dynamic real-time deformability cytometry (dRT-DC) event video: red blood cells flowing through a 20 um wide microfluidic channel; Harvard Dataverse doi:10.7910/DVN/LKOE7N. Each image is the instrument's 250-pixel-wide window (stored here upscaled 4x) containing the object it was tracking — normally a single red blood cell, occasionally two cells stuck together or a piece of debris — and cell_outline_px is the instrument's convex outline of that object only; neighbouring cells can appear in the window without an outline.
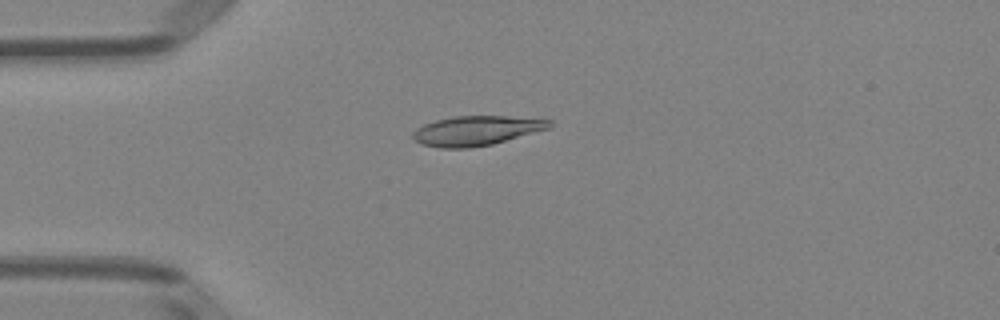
{"species": "Egyptian fruit bat (a non-hibernating species)", "species_latin": "Rousettus aegyptiacus", "temperature_condition": "room temperature", "stored_images_in_passage": 46, "camera_frame_rate_fps": 3000, "um_per_image_px": 0.085, "animal": {"sex": "female"}, "frame": {"image": 1, "passage_image": 8, "time_ms": 2.333, "image_size_px": [1000, 320], "cell_outline_px": [[552, 128], [492, 144], [468, 148], [440, 148], [420, 144], [412, 136], [412, 132], [416, 128], [424, 124], [436, 120], [456, 116], [508, 116], [552, 120]], "centroid_in_image_um": [40.5, 11.11], "position_along_channel_um": 44.5, "area_um2": 23.64}}
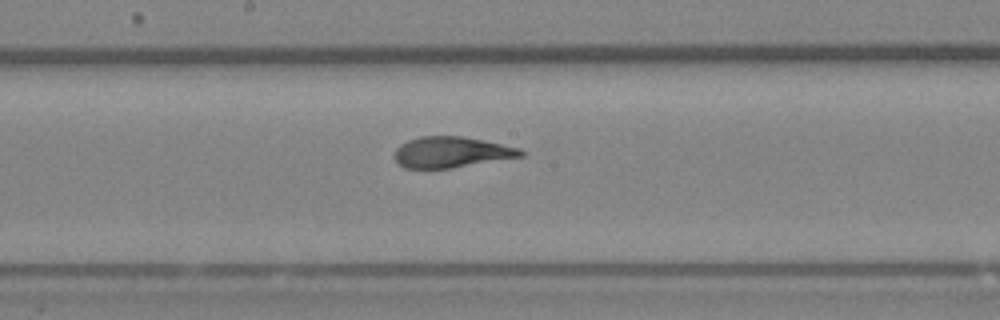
{"frame": {"image": 2, "passage_image": 22, "time_ms": 7.0, "image_size_px": [1000, 320], "cell_outline_px": [[524, 156], [452, 168], [404, 168], [392, 156], [396, 148], [400, 144], [408, 140], [420, 136], [464, 136], [484, 140], [520, 148], [524, 152]], "centroid_in_image_um": [38.36, 12.93], "position_along_channel_um": 209.8, "area_um2": 22.83}}
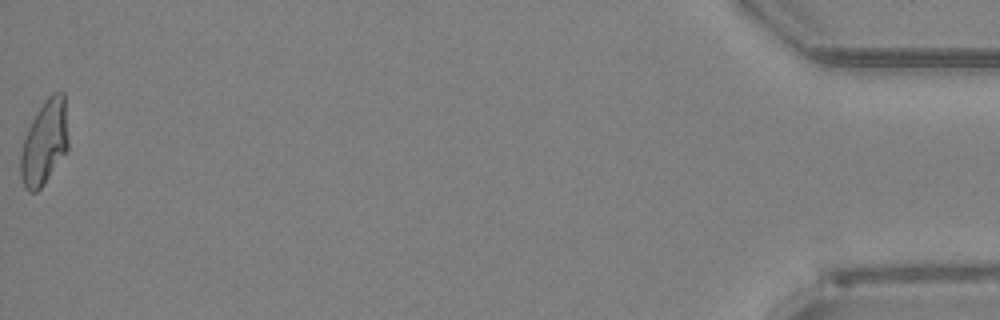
{"frame": {"image": 3, "passage_image": 46, "time_ms": 15.0, "image_size_px": [1000, 320], "cell_outline_px": [[68, 152], [44, 184], [36, 192], [28, 192], [20, 176], [20, 156], [24, 140], [28, 128], [36, 112], [44, 100], [52, 92], [64, 92], [68, 136]], "centroid_in_image_um": [3.8, 12.12], "position_along_channel_um": 431.4, "area_um2": 23.7}, "authors_computed_cell_mechanics": {"area_um2": 23.5824, "velocity_mm_per_s": 3.989, "shape_relaxation_time_tau1_ms": 5.0185, "shape_relaxation_time_tau2_ms": 0.9694, "deformation_change_tau1": 0.2006, "deformation_change_tau2": 0.0602}}